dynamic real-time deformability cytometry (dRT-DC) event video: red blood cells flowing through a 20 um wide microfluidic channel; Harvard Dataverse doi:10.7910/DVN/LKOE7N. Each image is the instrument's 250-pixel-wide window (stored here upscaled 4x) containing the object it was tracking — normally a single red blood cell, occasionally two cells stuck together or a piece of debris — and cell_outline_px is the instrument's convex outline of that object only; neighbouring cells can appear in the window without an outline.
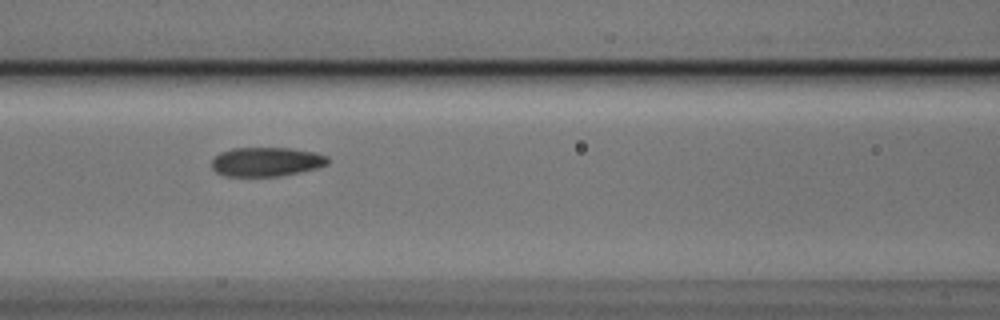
{"species": "Egyptian fruit bat (a non-hibernating species)", "species_latin": "Rousettus aegyptiacus", "temperature_condition": "cold", "stored_images_in_passage": 7, "camera_frame_rate_fps": 3000, "um_per_image_px": 0.085, "animal": {"sex": "male"}, "frame": {"image": 1, "passage_image": 6, "time_ms": 1.667, "image_size_px": [1000, 320], "cell_outline_px": [[328, 164], [316, 168], [300, 172], [280, 176], [224, 176], [216, 172], [212, 168], [212, 160], [220, 152], [232, 148], [292, 148], [316, 152], [328, 156]], "centroid_in_image_um": [22.65, 13.75], "position_along_channel_um": 144.0, "area_um2": 19.83}}
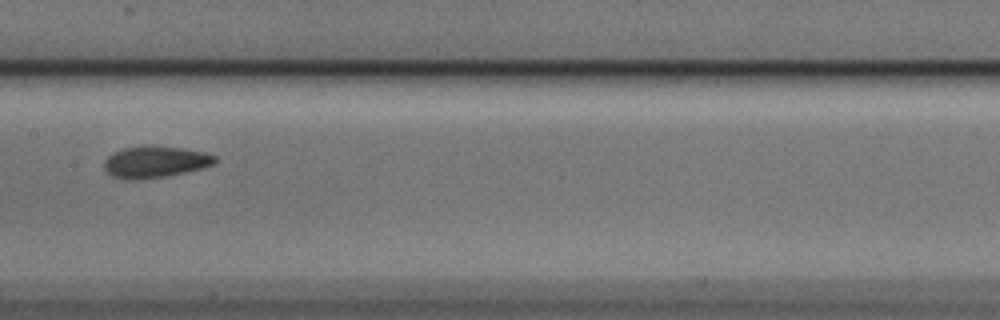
{"frame": {"image": 2, "passage_image": 7, "time_ms": 2.0, "image_size_px": [1000, 320], "cell_outline_px": [[216, 164], [204, 168], [168, 176], [140, 180], [124, 180], [112, 176], [104, 168], [104, 160], [112, 152], [124, 148], [180, 148], [204, 152], [216, 156]], "centroid_in_image_um": [13.19, 13.82], "position_along_channel_um": 194.2, "area_um2": 20.06}}